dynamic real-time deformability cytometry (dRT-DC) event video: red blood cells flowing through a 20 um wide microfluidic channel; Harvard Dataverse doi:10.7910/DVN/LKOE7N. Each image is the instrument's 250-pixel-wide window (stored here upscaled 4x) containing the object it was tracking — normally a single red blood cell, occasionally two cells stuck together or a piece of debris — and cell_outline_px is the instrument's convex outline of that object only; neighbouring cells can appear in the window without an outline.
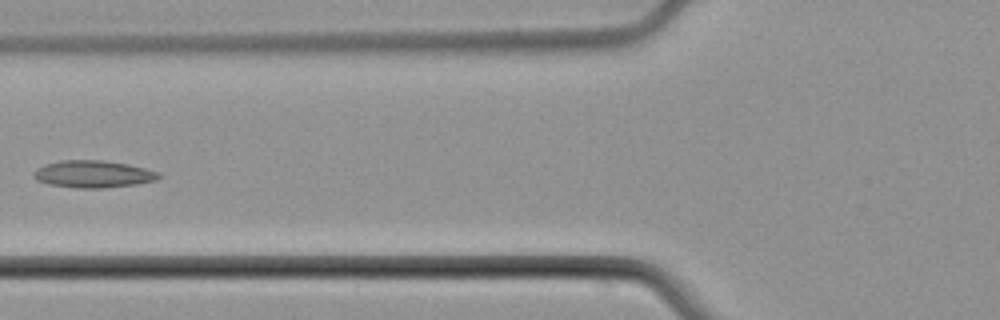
{"species": "common noctule bat (a hibernating species)", "species_latin": "Nyctalus noctula", "temperature_condition": "cold", "stored_images_in_passage": 6, "camera_frame_rate_fps": 3000, "um_per_image_px": 0.085, "animal": {"sex": "male", "body_mass_g": 21.5, "forearm_length_mm": 52.0}, "frame": {"image": 1, "passage_image": 5, "time_ms": 6.0, "image_size_px": [1000, 320], "cell_outline_px": [[160, 176], [156, 180], [136, 184], [104, 188], [80, 188], [48, 184], [36, 180], [32, 176], [32, 172], [36, 168], [44, 164], [60, 160], [104, 160], [128, 164], [160, 172]], "centroid_in_image_um": [7.88, 14.79], "position_along_channel_um": 117.9, "area_um2": 19.94}}
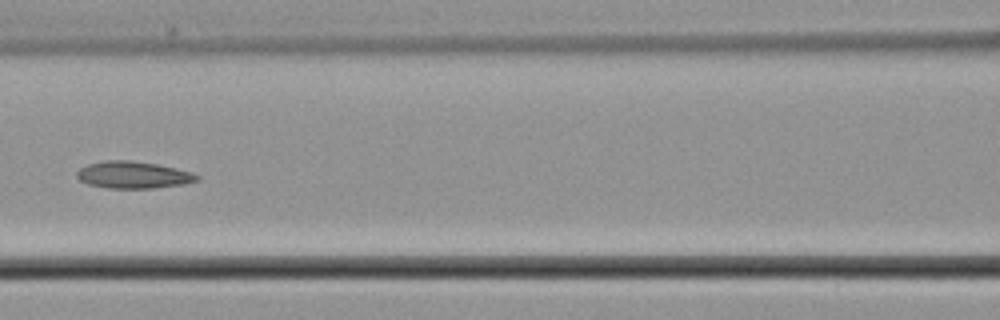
{"frame": {"image": 2, "passage_image": 6, "time_ms": 7.0, "image_size_px": [1000, 320], "cell_outline_px": [[200, 180], [184, 184], [152, 188], [108, 188], [88, 184], [80, 180], [76, 176], [76, 172], [80, 168], [88, 164], [104, 160], [128, 160], [156, 164], [176, 168], [192, 172], [200, 176]], "centroid_in_image_um": [11.33, 14.86], "position_along_channel_um": 155.3, "area_um2": 18.9}}